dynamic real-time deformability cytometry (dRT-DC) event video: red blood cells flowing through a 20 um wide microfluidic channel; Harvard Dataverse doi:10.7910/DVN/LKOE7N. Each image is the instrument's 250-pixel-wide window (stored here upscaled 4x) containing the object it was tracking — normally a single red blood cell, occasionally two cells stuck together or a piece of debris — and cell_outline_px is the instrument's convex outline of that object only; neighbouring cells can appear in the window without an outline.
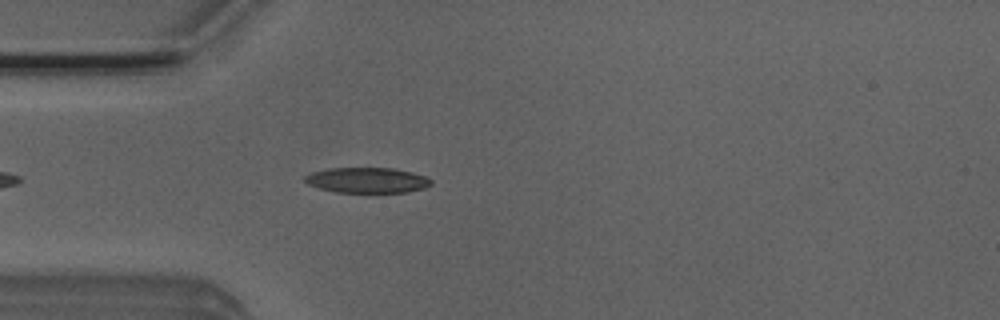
{"species": "Egyptian fruit bat (a non-hibernating species)", "species_latin": "Rousettus aegyptiacus", "temperature_condition": "room temperature", "stored_images_in_passage": 5, "camera_frame_rate_fps": 3000, "um_per_image_px": 0.085, "animal": {"sex": "male"}, "frame": {"image": 1, "passage_image": 5, "time_ms": 1.333, "image_size_px": [1000, 320], "cell_outline_px": [[432, 184], [424, 188], [408, 192], [336, 192], [320, 188], [308, 184], [304, 180], [304, 176], [312, 172], [328, 168], [392, 168], [412, 172], [424, 176], [432, 180]], "centroid_in_image_um": [31.21, 15.31], "position_along_channel_um": 53.8, "area_um2": 18.61}}